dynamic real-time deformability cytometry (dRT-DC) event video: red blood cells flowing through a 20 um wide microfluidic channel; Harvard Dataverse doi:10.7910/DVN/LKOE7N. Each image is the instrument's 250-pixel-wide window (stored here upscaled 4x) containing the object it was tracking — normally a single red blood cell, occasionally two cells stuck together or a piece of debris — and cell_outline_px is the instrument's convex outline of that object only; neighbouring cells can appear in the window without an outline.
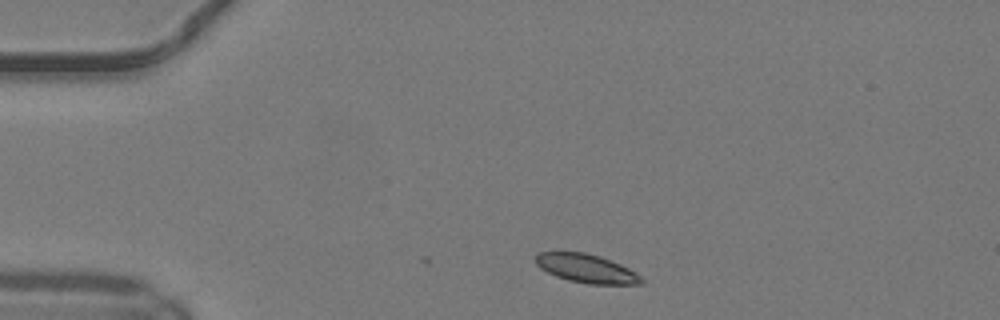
{"species": "common noctule bat (a hibernating species)", "species_latin": "Nyctalus noctula", "temperature_condition": "warm", "stored_images_in_passage": 2, "camera_frame_rate_fps": 3000, "um_per_image_px": 0.085, "animal": {"sex": "male", "body_mass_g": 19.2, "forearm_length_mm": 51.8}, "frame": {"image": 1, "passage_image": 2, "time_ms": 0.333, "image_size_px": [1000, 320], "cell_outline_px": [[644, 284], [588, 284], [568, 280], [556, 276], [540, 268], [536, 264], [536, 256], [540, 252], [584, 252], [600, 256], [620, 264], [636, 272], [644, 280]], "centroid_in_image_um": [49.87, 22.83], "position_along_channel_um": 35.1, "area_um2": 17.57}}